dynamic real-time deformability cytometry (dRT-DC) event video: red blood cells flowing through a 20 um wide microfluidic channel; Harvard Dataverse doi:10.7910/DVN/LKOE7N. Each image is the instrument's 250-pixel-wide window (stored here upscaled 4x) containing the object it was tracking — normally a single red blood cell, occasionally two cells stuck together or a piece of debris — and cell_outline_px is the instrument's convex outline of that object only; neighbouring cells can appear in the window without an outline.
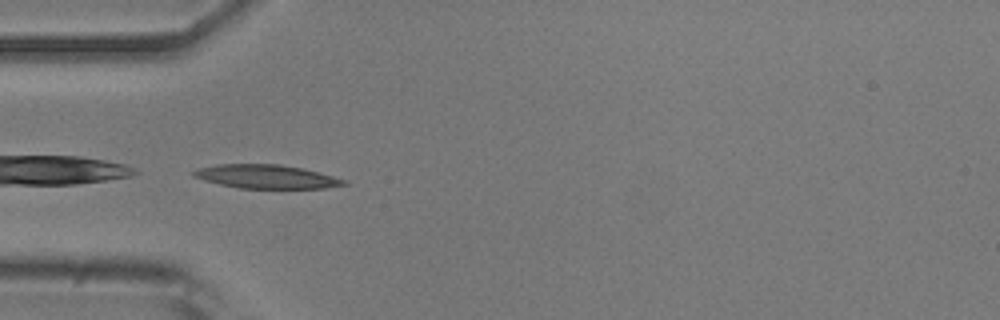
{"species": "common noctule bat (a hibernating species)", "species_latin": "Nyctalus noctula", "temperature_condition": "room temperature", "stored_images_in_passage": 37, "camera_frame_rate_fps": 3000, "um_per_image_px": 0.085, "animal": {"sex": "male", "body_mass_g": 20.5, "forearm_length_mm": 52.5}, "frame": {"image": 1, "passage_image": 1, "time_ms": 0.0, "image_size_px": [1000, 320], "cell_outline_px": [[348, 184], [324, 188], [240, 188], [220, 184], [204, 180], [192, 176], [192, 172], [200, 168], [216, 164], [280, 164], [304, 168], [348, 180]], "centroid_in_image_um": [22.67, 15.0], "position_along_channel_um": 62.3, "area_um2": 20.75}}
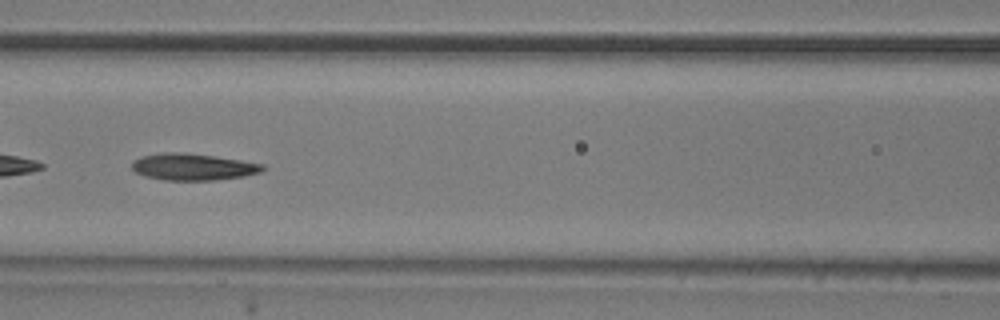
{"frame": {"image": 2, "passage_image": 8, "time_ms": 2.333, "image_size_px": [1000, 320], "cell_outline_px": [[268, 168], [260, 172], [244, 176], [216, 180], [164, 180], [144, 176], [136, 172], [132, 168], [132, 160], [140, 156], [160, 152], [184, 152], [240, 160], [264, 164]], "centroid_in_image_um": [16.38, 14.18], "position_along_channel_um": 150.2, "area_um2": 20.52}}
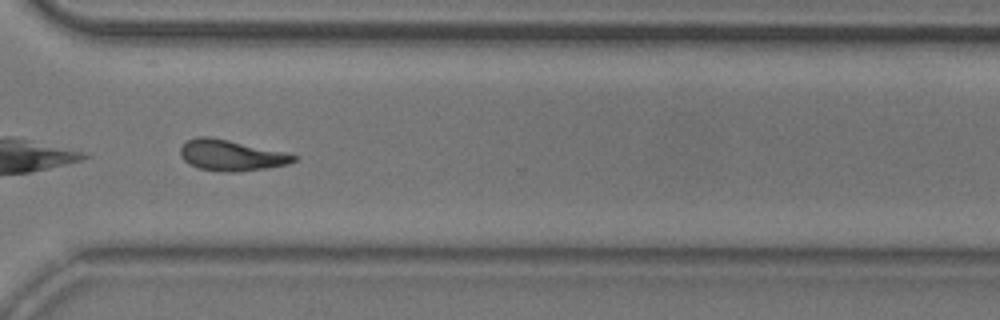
{"frame": {"image": 3, "passage_image": 24, "time_ms": 7.667, "image_size_px": [1000, 320], "cell_outline_px": [[300, 156], [296, 160], [288, 164], [268, 168], [236, 172], [232, 172], [200, 168], [188, 164], [180, 156], [180, 148], [188, 140], [196, 136], [208, 136], [228, 140]], "centroid_in_image_um": [19.63, 13.2], "position_along_channel_um": 351.0, "area_um2": 20.11}, "authors_computed_cell_mechanics": {"area_um2": 19.9988, "velocity_mm_per_s": 3.7701, "shape_relaxation_time_tau1_ms": 10.2271, "shape_relaxation_time_tau2_ms": 5.5231, "deformation_change_tau1": 0.247, "deformation_change_tau2": 0.1448}}